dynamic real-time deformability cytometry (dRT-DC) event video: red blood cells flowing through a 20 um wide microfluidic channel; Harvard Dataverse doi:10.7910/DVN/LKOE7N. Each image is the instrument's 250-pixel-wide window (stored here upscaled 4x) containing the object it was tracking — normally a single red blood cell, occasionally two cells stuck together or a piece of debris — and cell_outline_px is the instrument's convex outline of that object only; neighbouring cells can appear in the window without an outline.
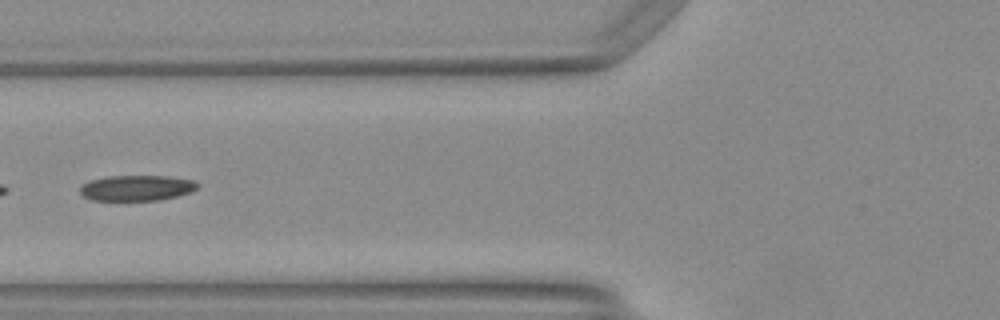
{"species": "Egyptian fruit bat (a non-hibernating species)", "species_latin": "Rousettus aegyptiacus", "temperature_condition": "warm", "stored_images_in_passage": 50, "segment_of_instrument_passage": [2, 2], "camera_frame_rate_fps": 3000, "um_per_image_px": 0.085, "animal": {"sex": "female"}, "frame": {"image": 1, "passage_image": 21, "time_ms": 6.667, "image_size_px": [1000, 320], "cell_outline_px": [[200, 184], [196, 188], [188, 192], [176, 196], [160, 200], [92, 200], [84, 196], [80, 192], [80, 184], [88, 180], [108, 176], [168, 176], [196, 180]], "centroid_in_image_um": [11.6, 15.96], "position_along_channel_um": 114.2, "area_um2": 17.57}}